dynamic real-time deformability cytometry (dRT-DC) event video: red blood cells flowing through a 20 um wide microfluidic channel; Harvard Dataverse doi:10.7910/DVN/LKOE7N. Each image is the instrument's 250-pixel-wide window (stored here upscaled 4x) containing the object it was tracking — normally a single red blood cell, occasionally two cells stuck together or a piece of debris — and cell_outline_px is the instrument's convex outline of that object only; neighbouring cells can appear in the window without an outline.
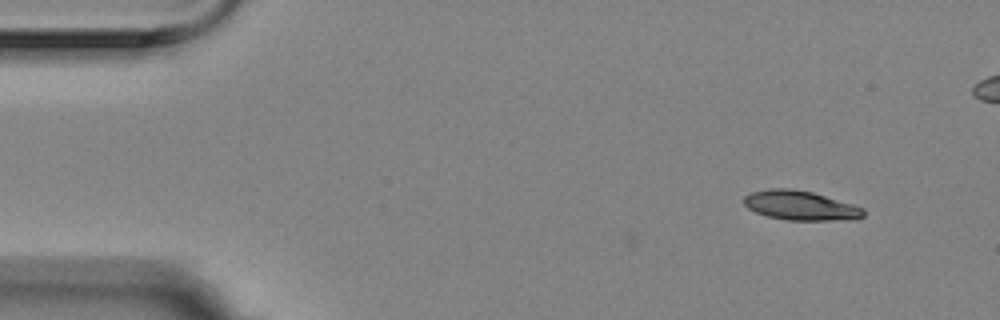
{"species": "Egyptian fruit bat (a non-hibernating species)", "species_latin": "Rousettus aegyptiacus", "temperature_condition": "room temperature", "stored_images_in_passage": 5, "camera_frame_rate_fps": 3000, "um_per_image_px": 0.085, "animal": {"sex": "female"}, "frame": {"image": 1, "passage_image": 1, "time_ms": 0.0, "image_size_px": [1000, 320], "cell_outline_px": [[864, 216], [856, 220], [788, 220], [768, 216], [756, 212], [748, 208], [744, 204], [744, 196], [752, 192], [768, 188], [792, 188], [812, 192], [852, 204], [864, 208]], "centroid_in_image_um": [68.05, 17.47], "position_along_channel_um": 16.9, "area_um2": 20.52}}